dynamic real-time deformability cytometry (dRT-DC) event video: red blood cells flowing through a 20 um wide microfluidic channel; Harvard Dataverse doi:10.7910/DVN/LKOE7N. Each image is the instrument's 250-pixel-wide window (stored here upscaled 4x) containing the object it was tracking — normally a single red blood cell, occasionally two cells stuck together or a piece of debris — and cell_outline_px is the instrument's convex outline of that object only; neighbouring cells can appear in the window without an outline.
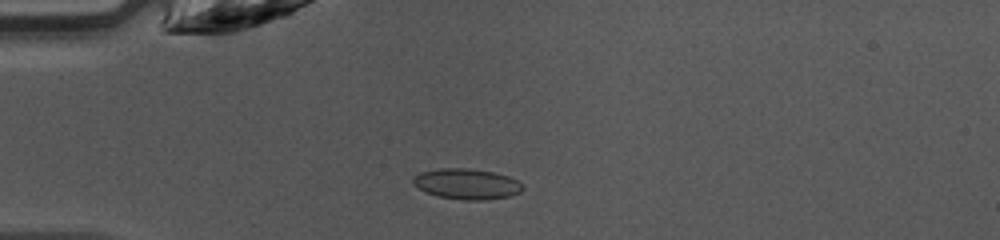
{"species": "common noctule bat (a hibernating species)", "species_latin": "Nyctalus noctula", "temperature_condition": "warm", "stored_images_in_passage": 35, "camera_frame_rate_fps": 3000, "um_per_image_px": 0.085, "animal": {"sex": "female", "body_mass_g": 10.0, "forearm_length_mm": 53.1}, "frame": {"image": 1, "passage_image": 1, "time_ms": 0.0, "image_size_px": [1000, 240], "cell_outline_px": [[524, 188], [520, 192], [508, 196], [488, 200], [460, 200], [440, 196], [428, 192], [412, 184], [412, 176], [420, 172], [440, 168], [464, 168], [492, 172], [508, 176], [516, 180]], "centroid_in_image_um": [39.65, 15.63], "position_along_channel_um": 45.4, "area_um2": 19.36}}
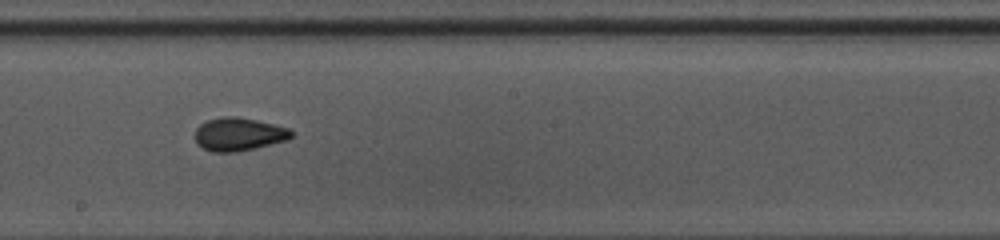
{"frame": {"image": 2, "passage_image": 15, "time_ms": 4.667, "image_size_px": [1000, 240], "cell_outline_px": [[292, 136], [288, 140], [256, 148], [236, 152], [212, 152], [196, 144], [196, 128], [200, 124], [208, 120], [220, 116], [236, 116], [256, 120], [288, 128], [292, 132]], "centroid_in_image_um": [20.28, 11.41], "position_along_channel_um": 227.9, "area_um2": 18.61}}
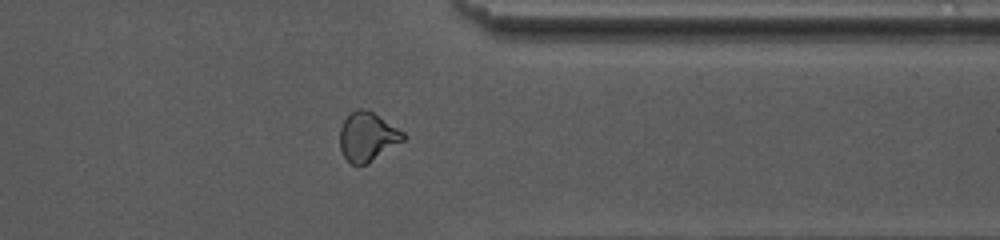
{"frame": {"image": 3, "passage_image": 26, "time_ms": 8.333, "image_size_px": [1000, 240], "cell_outline_px": [[408, 136], [404, 140], [368, 164], [352, 164], [344, 156], [340, 148], [340, 128], [344, 120], [356, 108], [368, 108], [404, 132]], "centroid_in_image_um": [31.25, 11.6], "position_along_channel_um": 380.1, "area_um2": 18.21}, "authors_computed_cell_mechanics": {"area_um2": 18.3804, "velocity_mm_per_s": 4.257, "shape_relaxation_time_tau1_ms": 2.8073, "shape_relaxation_time_tau2_ms": 1.918, "deformation_change_tau1": 0.0909, "deformation_change_tau2": 0.0655}}